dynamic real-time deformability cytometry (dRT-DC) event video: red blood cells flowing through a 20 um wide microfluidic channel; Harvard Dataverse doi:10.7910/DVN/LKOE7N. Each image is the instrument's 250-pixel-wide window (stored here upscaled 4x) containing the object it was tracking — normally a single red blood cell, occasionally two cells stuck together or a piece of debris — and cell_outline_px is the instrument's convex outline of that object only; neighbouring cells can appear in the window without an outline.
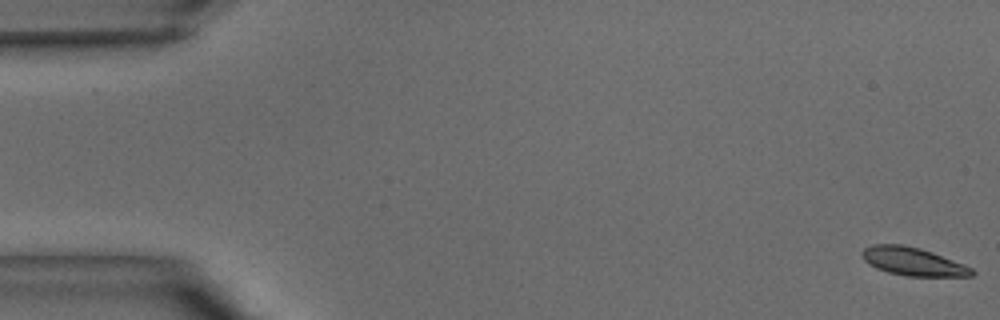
{"species": "common noctule bat (a hibernating species)", "species_latin": "Nyctalus noctula", "temperature_condition": "warm", "stored_images_in_passage": 41, "camera_frame_rate_fps": 3000, "um_per_image_px": 0.085, "animal": {"sex": "male", "body_mass_g": 15.6}, "frame": {"image": 1, "passage_image": 1, "time_ms": 0.0, "image_size_px": [1000, 320], "cell_outline_px": [[976, 272], [972, 276], [908, 276], [888, 272], [876, 268], [868, 264], [860, 256], [860, 252], [864, 248], [872, 244], [904, 244], [920, 248], [932, 252], [964, 264], [972, 268]], "centroid_in_image_um": [77.57, 22.22], "position_along_channel_um": 7.4, "area_um2": 18.15}}
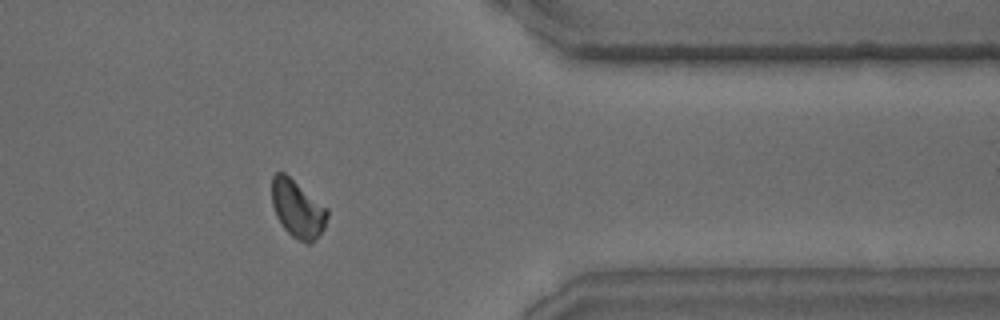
{"frame": {"image": 2, "passage_image": 33, "time_ms": 10.667, "image_size_px": [1000, 320], "cell_outline_px": [[328, 216], [324, 228], [308, 244], [304, 244], [292, 236], [284, 228], [276, 216], [272, 204], [272, 176], [276, 172], [284, 172], [328, 208]], "centroid_in_image_um": [25.28, 17.74], "position_along_channel_um": 386.1, "area_um2": 18.5}}
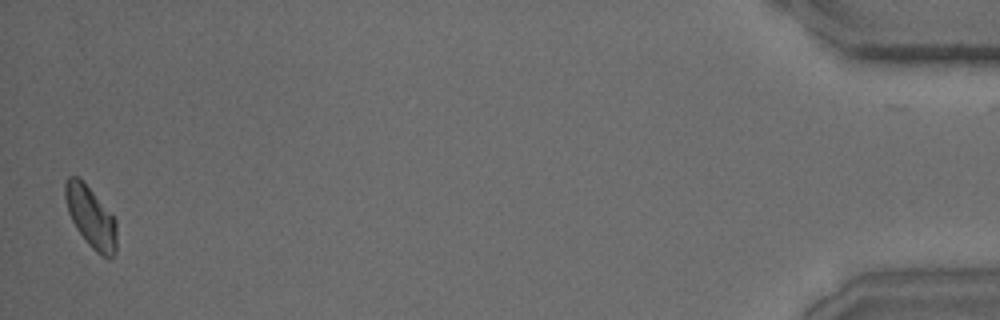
{"frame": {"image": 3, "passage_image": 40, "time_ms": 13.0, "image_size_px": [1000, 320], "cell_outline_px": [[116, 252], [108, 260], [100, 256], [88, 244], [76, 228], [68, 212], [64, 196], [64, 184], [68, 176], [76, 176], [92, 192], [116, 220]], "centroid_in_image_um": [7.71, 18.5], "position_along_channel_um": 427.5, "area_um2": 18.09}}